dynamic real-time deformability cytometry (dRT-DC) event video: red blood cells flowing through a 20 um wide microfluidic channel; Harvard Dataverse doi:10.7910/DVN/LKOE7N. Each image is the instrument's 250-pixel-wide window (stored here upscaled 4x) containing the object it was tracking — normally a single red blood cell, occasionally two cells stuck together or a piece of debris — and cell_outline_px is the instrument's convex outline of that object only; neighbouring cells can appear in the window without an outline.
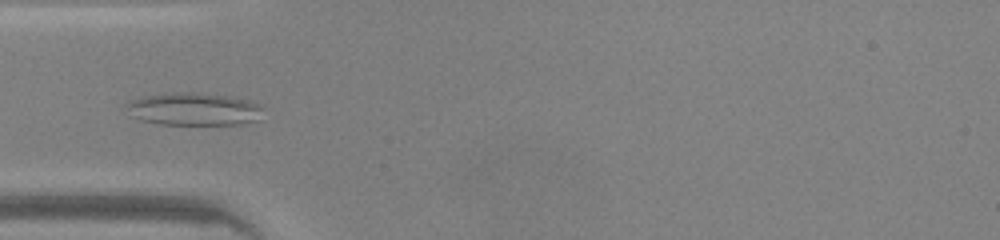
{"species": "common noctule bat (a hibernating species)", "species_latin": "Nyctalus noctula", "temperature_condition": "warm", "stored_images_in_passage": 47, "camera_frame_rate_fps": 3000, "um_per_image_px": 0.085, "animal": {"sex": "male", "body_mass_g": 20.0, "forearm_length_mm": 53.3}, "frame": {"image": 1, "passage_image": 14, "time_ms": 4.333, "image_size_px": [1000, 240], "cell_outline_px": [[260, 108], [256, 120], [240, 124], [160, 124], [140, 120], [132, 116], [124, 104], [128, 100], [144, 96], [172, 92], [192, 92], [228, 96], [248, 100], [260, 104]], "centroid_in_image_um": [16.38, 9.26], "position_along_channel_um": 68.6, "area_um2": 25.84}}
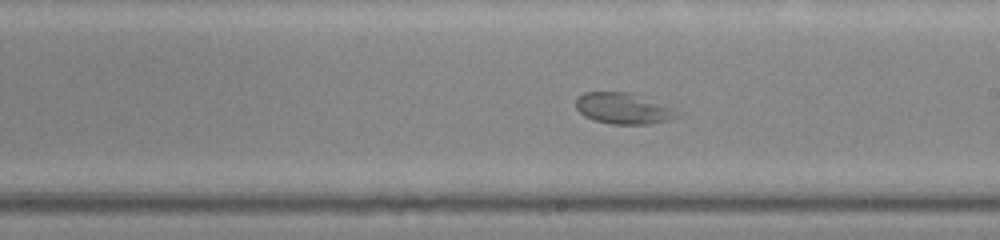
{"frame": {"image": 2, "passage_image": 26, "time_ms": 8.333, "image_size_px": [1000, 240], "cell_outline_px": [[680, 116], [668, 120], [648, 124], [612, 124], [592, 120], [584, 116], [576, 108], [576, 100], [584, 92], [628, 92], [668, 108]], "centroid_in_image_um": [52.86, 9.24], "position_along_channel_um": 236.1, "area_um2": 17.63}}
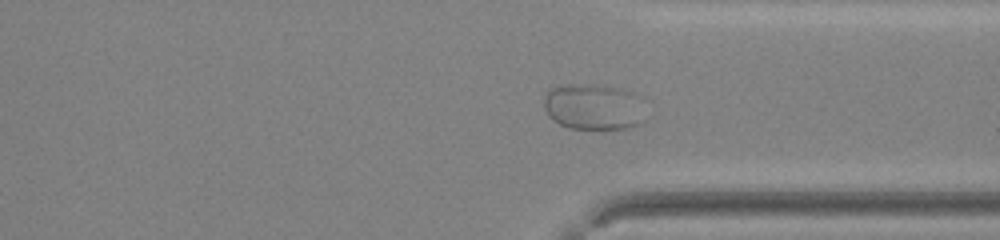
{"frame": {"image": 3, "passage_image": 35, "time_ms": 11.333, "image_size_px": [1000, 240], "cell_outline_px": [[644, 120], [640, 124], [628, 128], [568, 128], [552, 120], [548, 116], [544, 108], [544, 96], [552, 88], [560, 84], [596, 84], [620, 88], [632, 92], [636, 96]], "centroid_in_image_um": [50.37, 9.07], "position_along_channel_um": 361.0, "area_um2": 27.11}}